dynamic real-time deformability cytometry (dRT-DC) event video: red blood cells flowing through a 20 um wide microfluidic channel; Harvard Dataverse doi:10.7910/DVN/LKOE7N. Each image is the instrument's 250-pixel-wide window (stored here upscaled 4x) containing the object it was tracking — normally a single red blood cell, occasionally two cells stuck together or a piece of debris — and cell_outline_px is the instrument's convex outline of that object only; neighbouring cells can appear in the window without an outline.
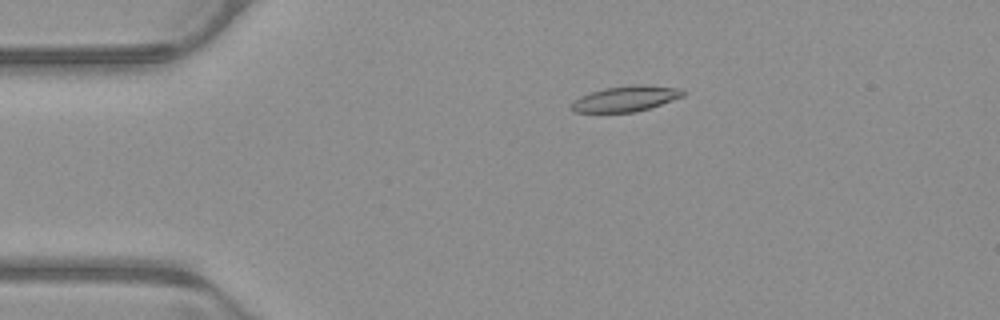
{"species": "common noctule bat (a hibernating species)", "species_latin": "Nyctalus noctula", "temperature_condition": "warm", "stored_images_in_passage": 53, "camera_frame_rate_fps": 3000, "um_per_image_px": 0.085, "animal": {"sex": "male", "body_mass_g": 23.1, "forearm_length_mm": 52.7}, "frame": {"image": 1, "passage_image": 11, "time_ms": 3.333, "image_size_px": [1000, 320], "cell_outline_px": [[684, 96], [636, 112], [572, 112], [568, 108], [572, 100], [580, 96], [604, 88], [632, 84], [644, 84], [684, 88]], "centroid_in_image_um": [53.15, 8.38], "position_along_channel_um": 31.8, "area_um2": 16.88}}
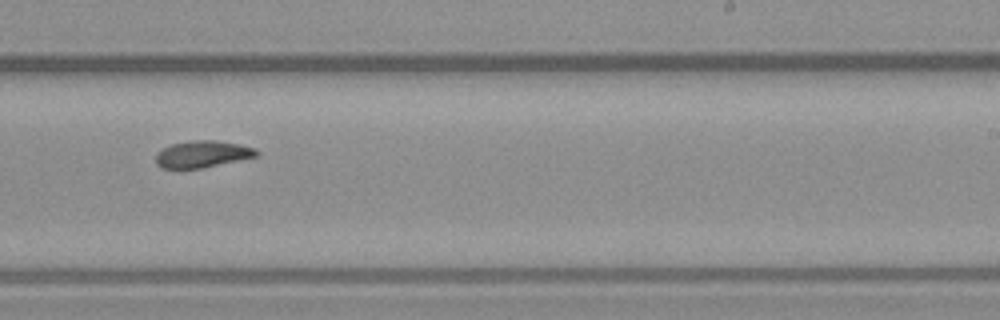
{"frame": {"image": 2, "passage_image": 33, "time_ms": 10.667, "image_size_px": [1000, 320], "cell_outline_px": [[260, 152], [256, 156], [200, 168], [160, 168], [156, 164], [156, 152], [172, 144], [196, 140], [216, 140], [240, 144], [256, 148]], "centroid_in_image_um": [17.2, 13.09], "position_along_channel_um": 271.8, "area_um2": 15.55}}
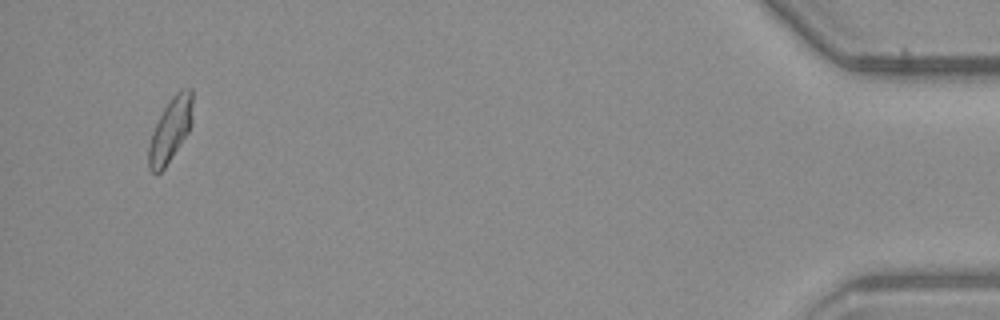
{"frame": {"image": 3, "passage_image": 51, "time_ms": 16.667, "image_size_px": [1000, 320], "cell_outline_px": [[192, 120], [188, 132], [164, 168], [160, 172], [152, 172], [148, 168], [148, 144], [152, 132], [164, 108], [172, 96], [176, 92], [188, 88], [192, 88]], "centroid_in_image_um": [14.47, 11.04], "position_along_channel_um": 420.7, "area_um2": 16.07}, "authors_computed_cell_mechanics": {"area_um2": 16.0684, "velocity_mm_per_s": 3.9009, "shape_relaxation_time_tau1_ms": 8.3855, "shape_relaxation_time_tau2_ms": null, "deformation_change_tau1": 0.245, "deformation_change_tau2": null}}